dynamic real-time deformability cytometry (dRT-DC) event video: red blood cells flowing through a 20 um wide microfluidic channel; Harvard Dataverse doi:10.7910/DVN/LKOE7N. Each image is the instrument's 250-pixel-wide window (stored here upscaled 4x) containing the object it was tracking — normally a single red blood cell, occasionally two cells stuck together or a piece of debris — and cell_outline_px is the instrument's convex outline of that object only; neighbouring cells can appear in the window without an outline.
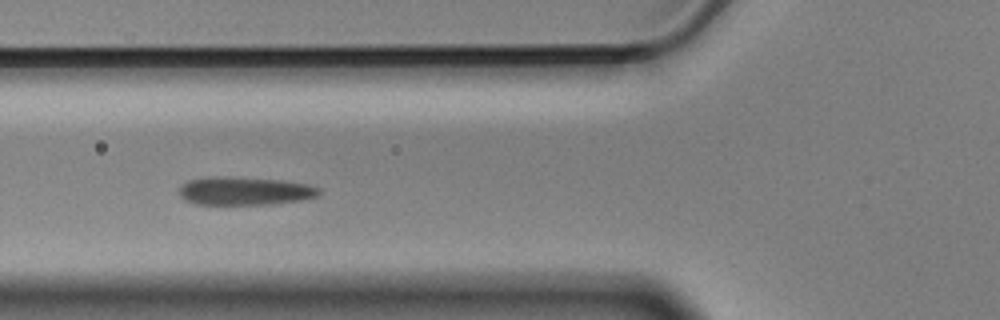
{"species": "Egyptian fruit bat (a non-hibernating species)", "species_latin": "Rousettus aegyptiacus", "temperature_condition": "cold", "stored_images_in_passage": 9, "camera_frame_rate_fps": 3000, "um_per_image_px": 0.085, "animal": {"sex": "male"}, "frame": {"image": 1, "passage_image": 4, "time_ms": 1.0, "image_size_px": [1000, 320], "cell_outline_px": [[320, 196], [300, 200], [272, 204], [196, 204], [184, 200], [180, 196], [180, 188], [188, 180], [280, 180], [308, 184], [320, 188]], "centroid_in_image_um": [20.92, 16.3], "position_along_channel_um": 104.9, "area_um2": 21.5}}
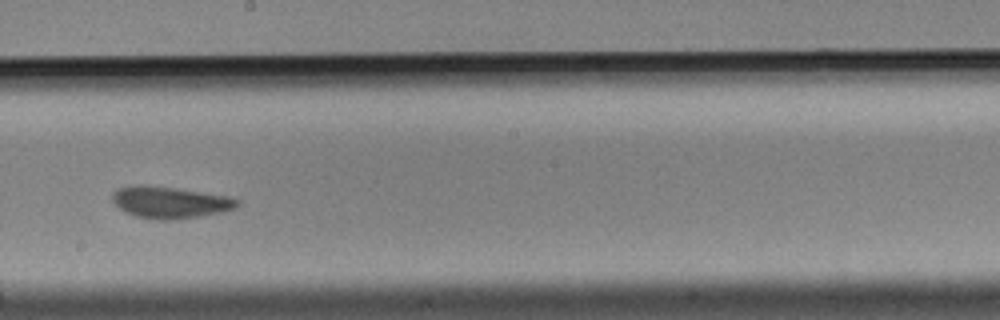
{"frame": {"image": 2, "passage_image": 7, "time_ms": 2.0, "image_size_px": [1000, 320], "cell_outline_px": [[240, 204], [236, 208], [220, 212], [200, 216], [168, 220], [160, 220], [136, 216], [124, 212], [112, 200], [112, 192], [120, 188], [172, 188], [228, 196], [240, 200]], "centroid_in_image_um": [14.52, 17.25], "position_along_channel_um": 233.7, "area_um2": 22.02}}
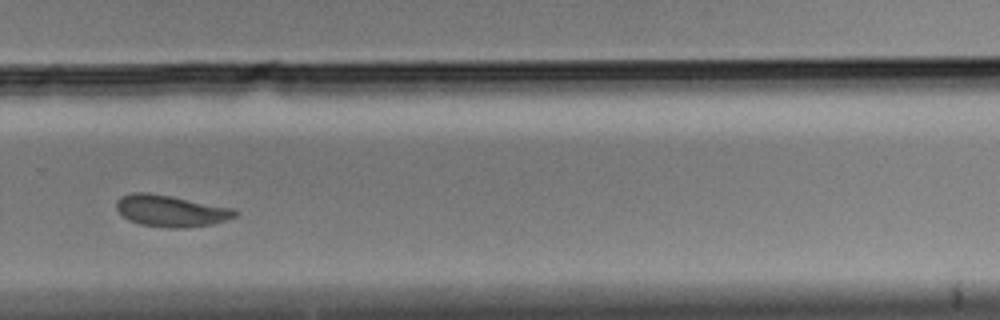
{"frame": {"image": 3, "passage_image": 9, "time_ms": 2.667, "image_size_px": [1000, 320], "cell_outline_px": [[240, 212], [236, 216], [212, 224], [184, 228], [164, 228], [140, 224], [128, 220], [116, 208], [116, 200], [120, 196], [132, 192], [148, 192], [232, 208]], "centroid_in_image_um": [14.48, 17.93], "position_along_channel_um": 315.3, "area_um2": 21.73}}